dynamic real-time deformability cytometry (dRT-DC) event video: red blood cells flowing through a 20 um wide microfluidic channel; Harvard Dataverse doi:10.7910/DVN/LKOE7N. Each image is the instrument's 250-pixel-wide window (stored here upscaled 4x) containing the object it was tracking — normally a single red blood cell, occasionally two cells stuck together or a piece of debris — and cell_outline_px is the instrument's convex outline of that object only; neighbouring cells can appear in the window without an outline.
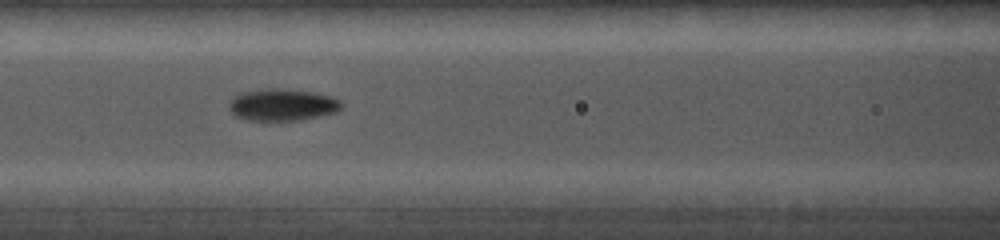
{"species": "common noctule bat (a hibernating species)", "species_latin": "Nyctalus noctula", "temperature_condition": "cold", "stored_images_in_passage": 14, "segment_of_instrument_passage": [1, 2], "camera_frame_rate_fps": 5000, "um_per_image_px": 0.085, "animal": {"sex": "female", "body_mass_g": 19.0, "forearm_length_mm": 56.7}, "frame": {"image": 1, "passage_image": 12, "time_ms": 5.6, "image_size_px": [1000, 240], "cell_outline_px": [[344, 104], [336, 112], [320, 116], [300, 120], [248, 120], [236, 116], [228, 108], [228, 104], [240, 92], [268, 88], [280, 88], [312, 92], [332, 96], [340, 100]], "centroid_in_image_um": [24.02, 8.9], "position_along_channel_um": 142.6, "area_um2": 20.92}}